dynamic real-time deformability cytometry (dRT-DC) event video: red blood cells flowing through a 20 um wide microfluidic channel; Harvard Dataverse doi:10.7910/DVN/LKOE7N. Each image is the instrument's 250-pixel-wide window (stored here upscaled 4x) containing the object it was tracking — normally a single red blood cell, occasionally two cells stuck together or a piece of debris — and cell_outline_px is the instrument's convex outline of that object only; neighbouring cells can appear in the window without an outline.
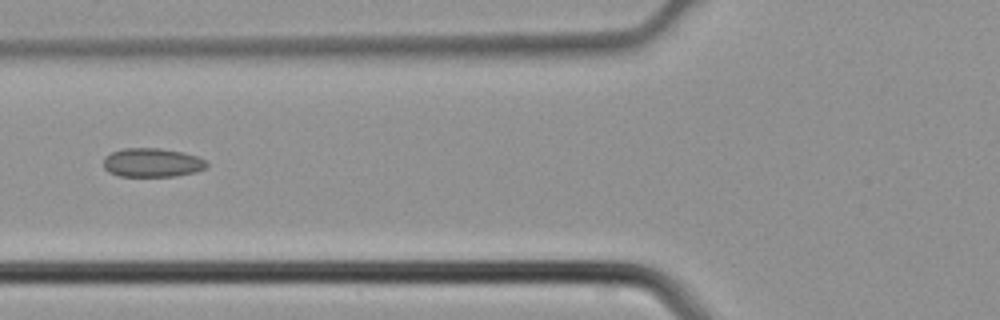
{"species": "common noctule bat (a hibernating species)", "species_latin": "Nyctalus noctula", "temperature_condition": "cold", "stored_images_in_passage": 5, "camera_frame_rate_fps": 3000, "um_per_image_px": 0.085, "animal": {"sex": "male", "body_mass_g": 21.5, "forearm_length_mm": 52.0}, "frame": {"image": 1, "passage_image": 5, "time_ms": 1.333, "image_size_px": [1000, 320], "cell_outline_px": [[208, 164], [204, 168], [196, 172], [176, 176], [120, 176], [108, 172], [104, 168], [104, 156], [112, 152], [124, 148], [160, 148], [184, 152], [196, 156], [204, 160]], "centroid_in_image_um": [12.92, 13.82], "position_along_channel_um": 112.9, "area_um2": 17.4}}